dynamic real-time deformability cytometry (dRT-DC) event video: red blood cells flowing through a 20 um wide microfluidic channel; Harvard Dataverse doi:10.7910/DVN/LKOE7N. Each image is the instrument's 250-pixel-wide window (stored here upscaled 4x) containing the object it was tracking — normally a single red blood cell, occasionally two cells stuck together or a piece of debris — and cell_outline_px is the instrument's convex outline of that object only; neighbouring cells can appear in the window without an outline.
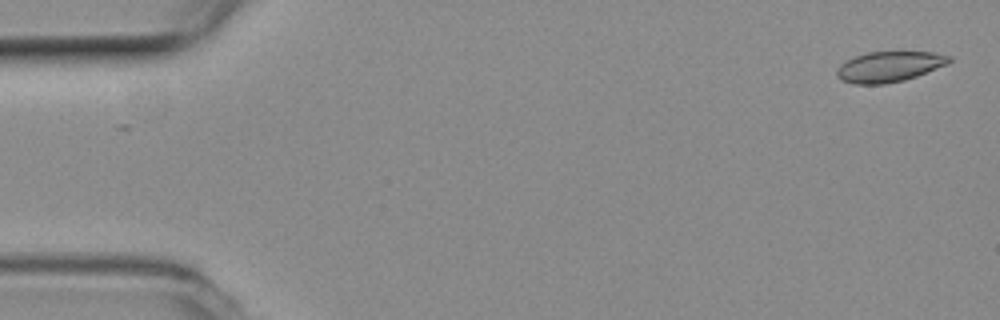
{"species": "common noctule bat (a hibernating species)", "species_latin": "Nyctalus noctula", "temperature_condition": "room temperature", "stored_images_in_passage": 4, "camera_frame_rate_fps": 3000, "um_per_image_px": 0.085, "animal": {"sex": "female", "body_mass_g": 19.3, "forearm_length_mm": 54.1}, "frame": {"image": 1, "passage_image": 1, "time_ms": 0.0, "image_size_px": [1000, 320], "cell_outline_px": [[952, 60], [948, 64], [916, 76], [904, 80], [884, 84], [856, 84], [840, 80], [836, 76], [836, 68], [840, 64], [856, 56], [868, 52], [932, 52], [952, 56]], "centroid_in_image_um": [75.58, 5.67], "position_along_channel_um": 9.4, "area_um2": 19.94}}
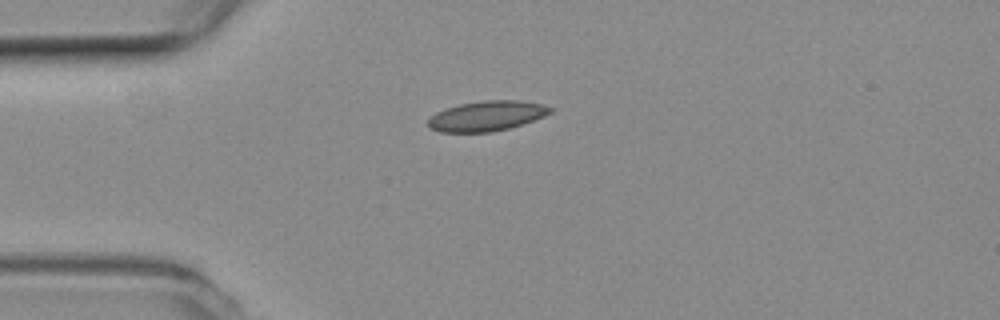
{"frame": {"image": 2, "passage_image": 4, "time_ms": 1.0, "image_size_px": [1000, 320], "cell_outline_px": [[556, 108], [552, 112], [544, 116], [508, 128], [492, 132], [440, 132], [432, 128], [428, 124], [428, 120], [436, 112], [460, 104], [484, 100], [520, 100], [540, 104]], "centroid_in_image_um": [41.4, 9.85], "position_along_channel_um": 43.6, "area_um2": 21.15}}